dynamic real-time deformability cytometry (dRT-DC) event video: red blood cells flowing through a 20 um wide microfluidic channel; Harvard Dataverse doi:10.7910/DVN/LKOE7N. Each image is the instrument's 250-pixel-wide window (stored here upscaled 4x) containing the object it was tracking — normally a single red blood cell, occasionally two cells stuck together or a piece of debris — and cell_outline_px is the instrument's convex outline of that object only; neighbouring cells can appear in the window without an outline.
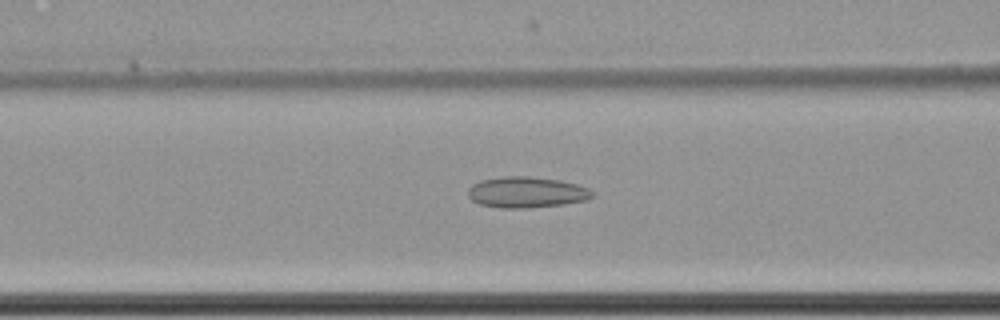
{"species": "common noctule bat (a hibernating species)", "species_latin": "Nyctalus noctula", "temperature_condition": "cold", "stored_images_in_passage": 39, "camera_frame_rate_fps": 3000, "um_per_image_px": 0.085, "animal": {"sex": "female", "body_mass_g": 22.7, "forearm_length_mm": 54.2}, "frame": {"image": 1, "passage_image": 5, "time_ms": 1.333, "image_size_px": [1000, 320], "cell_outline_px": [[592, 196], [588, 200], [564, 204], [528, 208], [500, 208], [480, 204], [472, 200], [468, 196], [468, 188], [472, 184], [480, 180], [500, 176], [528, 176], [560, 180], [576, 184], [588, 188], [592, 192]], "centroid_in_image_um": [44.73, 16.34], "position_along_channel_um": 121.9, "area_um2": 22.54}}
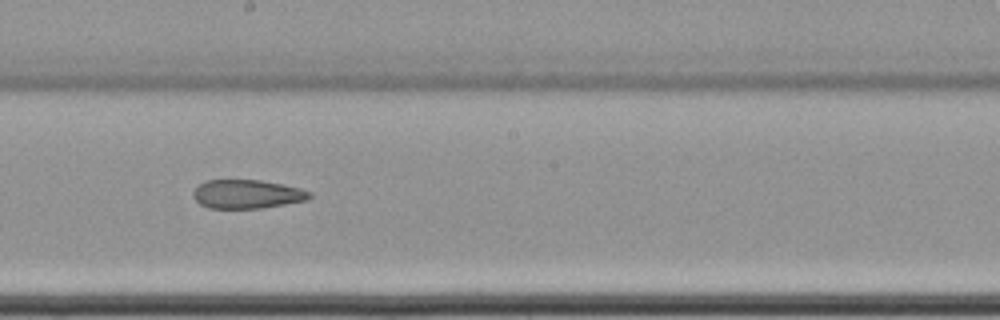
{"frame": {"image": 2, "passage_image": 14, "time_ms": 4.333, "image_size_px": [1000, 320], "cell_outline_px": [[312, 196], [308, 200], [260, 208], [208, 208], [200, 204], [192, 196], [192, 192], [200, 184], [208, 180], [260, 180], [284, 184], [300, 188], [312, 192]], "centroid_in_image_um": [21.02, 16.5], "position_along_channel_um": 227.2, "area_um2": 19.54}}
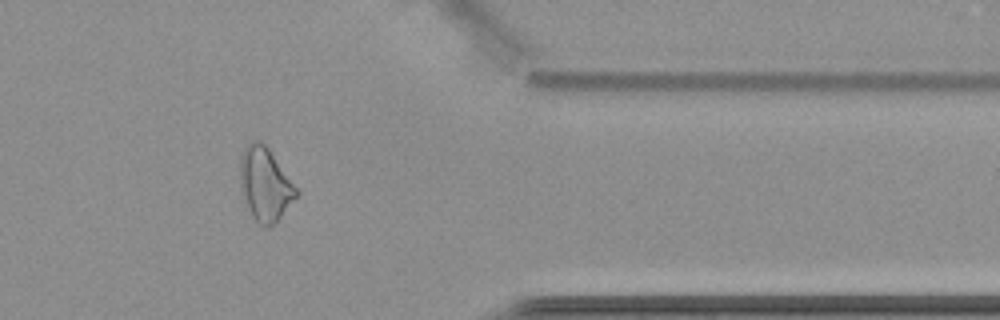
{"frame": {"image": 3, "passage_image": 29, "time_ms": 9.333, "image_size_px": [1000, 320], "cell_outline_px": [[300, 192], [280, 216], [268, 228], [264, 228], [252, 216], [244, 204], [240, 188], [240, 156], [244, 148], [252, 140], [260, 140], [268, 148], [300, 188]], "centroid_in_image_um": [22.53, 15.64], "position_along_channel_um": 388.9, "area_um2": 24.39}}